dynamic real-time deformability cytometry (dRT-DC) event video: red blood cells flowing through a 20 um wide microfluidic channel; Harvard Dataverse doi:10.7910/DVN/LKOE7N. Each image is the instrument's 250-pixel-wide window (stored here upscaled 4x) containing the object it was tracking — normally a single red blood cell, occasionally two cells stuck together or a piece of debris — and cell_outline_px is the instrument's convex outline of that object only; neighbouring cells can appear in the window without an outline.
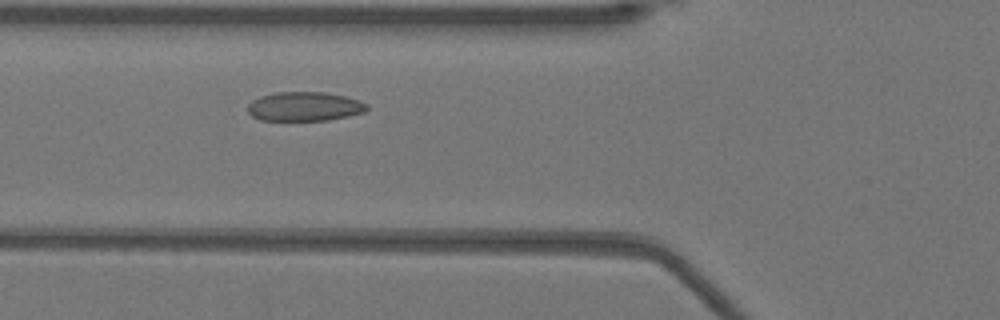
{"species": "Egyptian fruit bat (a non-hibernating species)", "species_latin": "Rousettus aegyptiacus", "temperature_condition": "warm", "stored_images_in_passage": 32, "camera_frame_rate_fps": 3000, "um_per_image_px": 0.085, "animal": {"sex": "female"}, "frame": {"image": 1, "passage_image": 11, "time_ms": 3.333, "image_size_px": [1000, 320], "cell_outline_px": [[368, 108], [364, 112], [348, 116], [328, 120], [260, 120], [252, 116], [248, 112], [248, 104], [252, 100], [260, 96], [276, 92], [324, 92], [344, 96], [368, 104]], "centroid_in_image_um": [25.86, 9.05], "position_along_channel_um": 99.9, "area_um2": 20.17}}
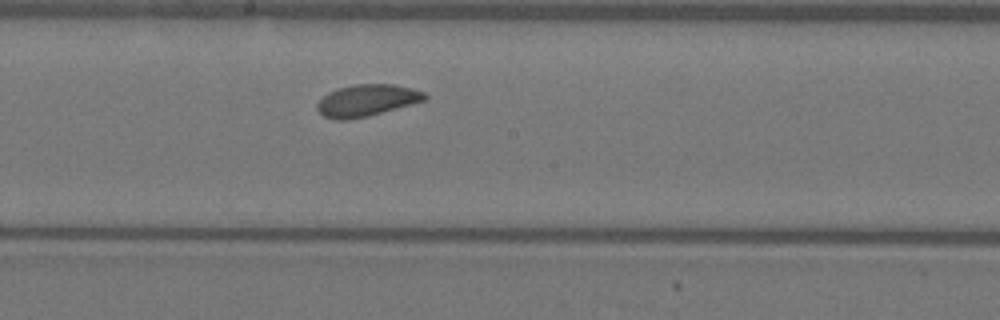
{"frame": {"image": 2, "passage_image": 20, "time_ms": 6.333, "image_size_px": [1000, 320], "cell_outline_px": [[428, 96], [424, 100], [368, 116], [348, 120], [332, 120], [324, 116], [316, 108], [316, 104], [328, 92], [336, 88], [352, 84], [392, 84], [412, 88], [424, 92]], "centroid_in_image_um": [31.13, 8.53], "position_along_channel_um": 217.1, "area_um2": 19.88}}
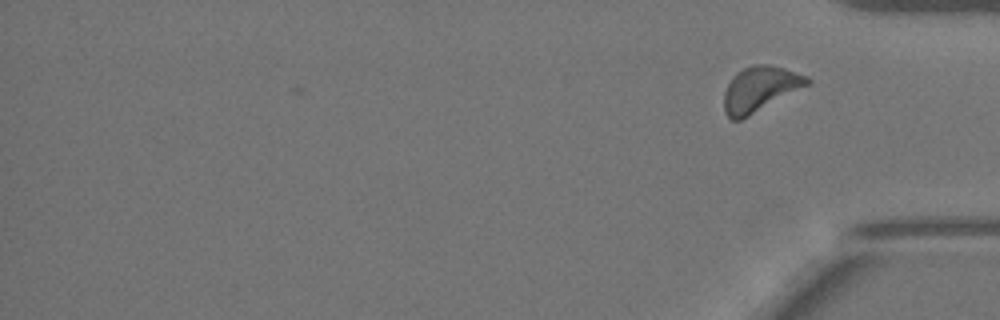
{"frame": {"image": 3, "passage_image": 32, "time_ms": 10.333, "image_size_px": [1000, 320], "cell_outline_px": [[812, 84], [740, 120], [732, 120], [724, 112], [724, 92], [732, 76], [736, 72], [752, 64], [768, 64], [784, 68], [808, 76], [812, 80]], "centroid_in_image_um": [64.63, 7.55], "position_along_channel_um": 370.6, "area_um2": 22.08}, "authors_computed_cell_mechanics": {"area_um2": 20.1144, "velocity_mm_per_s": 3.8973, "shape_relaxation_time_tau1_ms": 1.8684, "shape_relaxation_time_tau2_ms": 2.0608, "deformation_change_tau1": 0.0666, "deformation_change_tau2": 0.0845}}